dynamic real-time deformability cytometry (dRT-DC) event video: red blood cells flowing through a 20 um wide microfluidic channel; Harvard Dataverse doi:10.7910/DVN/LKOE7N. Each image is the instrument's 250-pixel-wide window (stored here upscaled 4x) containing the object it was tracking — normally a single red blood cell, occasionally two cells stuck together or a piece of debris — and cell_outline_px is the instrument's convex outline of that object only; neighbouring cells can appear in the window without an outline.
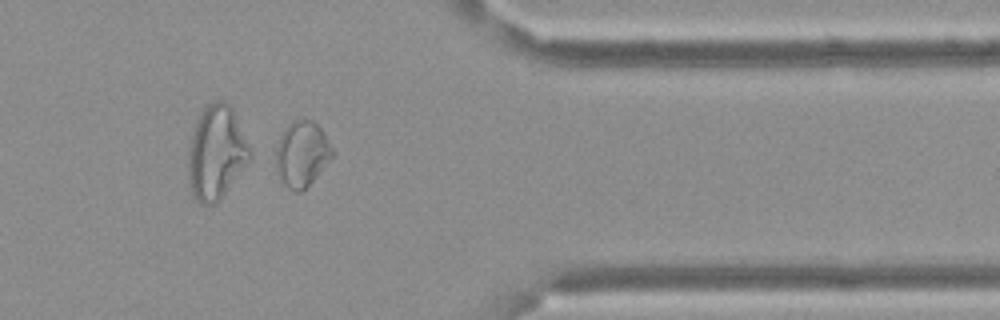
{"species": "Egyptian fruit bat (a non-hibernating species)", "species_latin": "Rousettus aegyptiacus", "temperature_condition": "cold", "stored_images_in_passage": 35, "camera_frame_rate_fps": 3000, "um_per_image_px": 0.085, "frame": {"image": 1, "passage_image": 30, "time_ms": 9.667, "image_size_px": [1000, 320], "cell_outline_px": [[336, 152], [312, 180], [300, 192], [296, 192], [288, 188], [284, 184], [276, 168], [276, 148], [280, 136], [284, 128], [292, 120], [312, 120], [324, 132]], "centroid_in_image_um": [25.67, 13.05], "position_along_channel_um": 385.7, "area_um2": 21.33}, "authors_computed_cell_mechanics": {"area_um2": 17.918, "velocity_mm_per_s": 3.387, "shape_relaxation_time_tau1_ms": null, "shape_relaxation_time_tau2_ms": 2.9918, "deformation_change_tau1": null, "deformation_change_tau2": 0.0754}}